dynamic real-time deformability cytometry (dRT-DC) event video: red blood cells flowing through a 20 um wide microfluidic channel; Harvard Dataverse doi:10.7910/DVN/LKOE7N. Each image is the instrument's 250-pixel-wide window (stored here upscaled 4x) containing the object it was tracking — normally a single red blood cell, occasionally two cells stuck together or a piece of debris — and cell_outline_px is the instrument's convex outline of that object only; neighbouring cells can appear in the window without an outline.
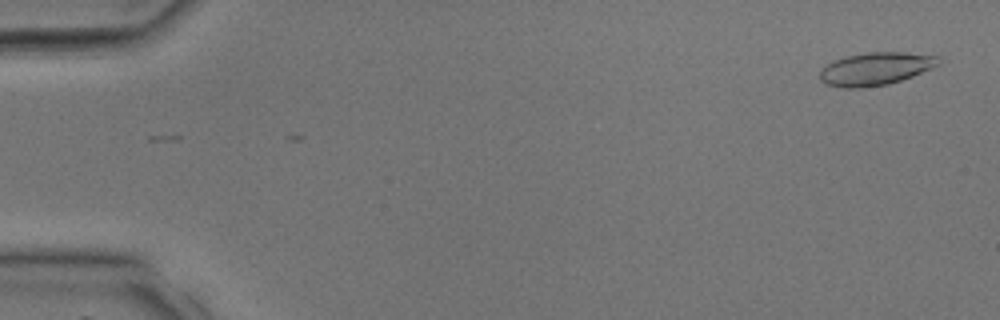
{"species": "common noctule bat (a hibernating species)", "species_latin": "Nyctalus noctula", "temperature_condition": "room temperature", "stored_images_in_passage": 4, "camera_frame_rate_fps": 3000, "um_per_image_px": 0.085, "animal": {"sex": "male", "body_mass_g": 17.9, "forearm_length_mm": 54.2}, "frame": {"image": 1, "passage_image": 4, "time_ms": 1.0, "image_size_px": [1000, 320], "cell_outline_px": [[940, 64], [932, 68], [912, 76], [888, 84], [860, 88], [840, 88], [828, 84], [820, 80], [820, 72], [832, 60], [848, 56], [868, 52], [904, 52], [936, 56], [940, 60]], "centroid_in_image_um": [74.42, 5.85], "position_along_channel_um": 10.6, "area_um2": 22.48}}